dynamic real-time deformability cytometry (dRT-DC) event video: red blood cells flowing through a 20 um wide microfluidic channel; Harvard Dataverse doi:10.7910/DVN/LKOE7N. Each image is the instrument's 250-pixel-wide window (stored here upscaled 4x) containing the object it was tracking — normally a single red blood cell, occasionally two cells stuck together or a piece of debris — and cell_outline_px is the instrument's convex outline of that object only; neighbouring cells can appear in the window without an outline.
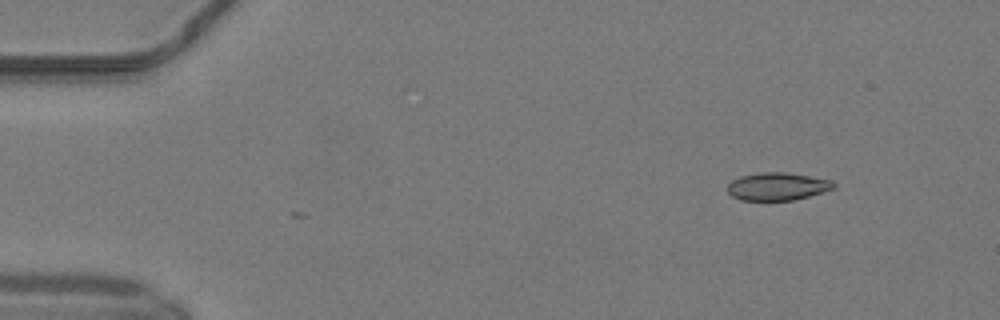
{"species": "common noctule bat (a hibernating species)", "species_latin": "Nyctalus noctula", "temperature_condition": "warm", "stored_images_in_passage": 45, "camera_frame_rate_fps": 3000, "um_per_image_px": 0.085, "animal": {"sex": "male", "body_mass_g": 19.2, "forearm_length_mm": 51.8}, "frame": {"image": 1, "passage_image": 1, "time_ms": 0.0, "image_size_px": [1000, 320], "cell_outline_px": [[836, 188], [808, 196], [792, 200], [740, 200], [732, 196], [728, 192], [728, 184], [732, 180], [740, 176], [760, 172], [784, 172], [832, 180], [836, 184]], "centroid_in_image_um": [66.07, 15.84], "position_along_channel_um": 18.9, "area_um2": 17.11}}
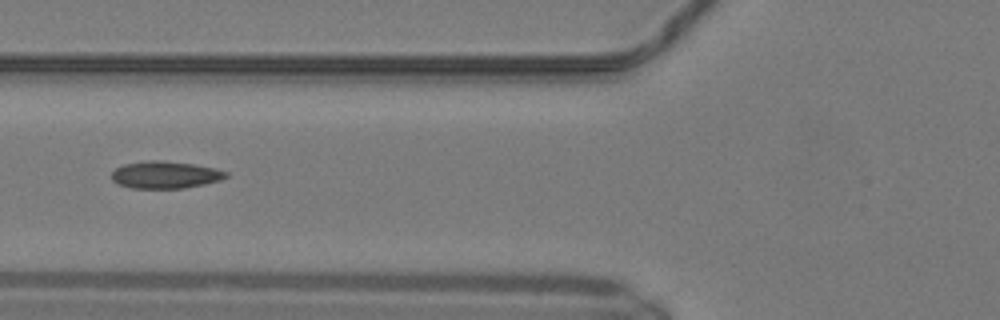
{"frame": {"image": 2, "passage_image": 15, "time_ms": 4.667, "image_size_px": [1000, 320], "cell_outline_px": [[228, 176], [220, 180], [204, 184], [184, 188], [132, 188], [116, 184], [112, 180], [112, 172], [116, 168], [124, 164], [152, 160], [156, 160], [192, 164], [216, 168], [228, 172]], "centroid_in_image_um": [14.04, 14.87], "position_along_channel_um": 111.8, "area_um2": 18.03}}
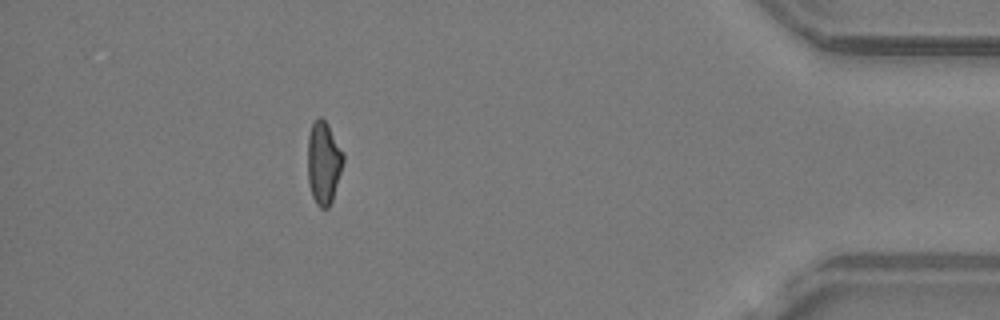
{"frame": {"image": 3, "passage_image": 40, "time_ms": 13.0, "image_size_px": [1000, 320], "cell_outline_px": [[344, 160], [332, 200], [328, 208], [320, 208], [316, 204], [312, 196], [308, 180], [308, 136], [312, 124], [320, 116], [328, 124], [344, 152]], "centroid_in_image_um": [27.51, 13.83], "position_along_channel_um": 407.7, "area_um2": 17.11}, "authors_computed_cell_mechanics": {"area_um2": 17.4556, "velocity_mm_per_s": 4.1817, "shape_relaxation_time_tau1_ms": null, "shape_relaxation_time_tau2_ms": 1.8572, "deformation_change_tau1": null, "deformation_change_tau2": 0.0793}}